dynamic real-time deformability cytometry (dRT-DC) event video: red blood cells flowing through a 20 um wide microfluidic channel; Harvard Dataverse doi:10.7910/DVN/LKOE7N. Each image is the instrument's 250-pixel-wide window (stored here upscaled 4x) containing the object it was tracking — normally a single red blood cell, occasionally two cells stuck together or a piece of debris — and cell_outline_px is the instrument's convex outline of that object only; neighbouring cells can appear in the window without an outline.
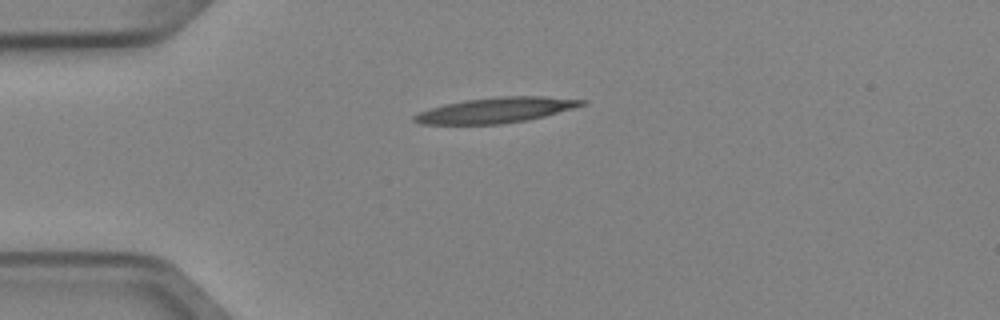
{"species": "Egyptian fruit bat (a non-hibernating species)", "species_latin": "Rousettus aegyptiacus", "temperature_condition": "cold", "stored_images_in_passage": 3, "camera_frame_rate_fps": 3000, "um_per_image_px": 0.085, "animal": {"sex": "female"}, "frame": {"image": 1, "passage_image": 1, "time_ms": 0.0, "image_size_px": [1000, 320], "cell_outline_px": [[588, 104], [544, 116], [528, 120], [500, 124], [420, 124], [412, 120], [412, 116], [420, 112], [444, 104], [464, 100], [500, 96], [540, 96], [588, 100]], "centroid_in_image_um": [42.17, 9.36], "position_along_channel_um": 42.8, "area_um2": 24.74}}
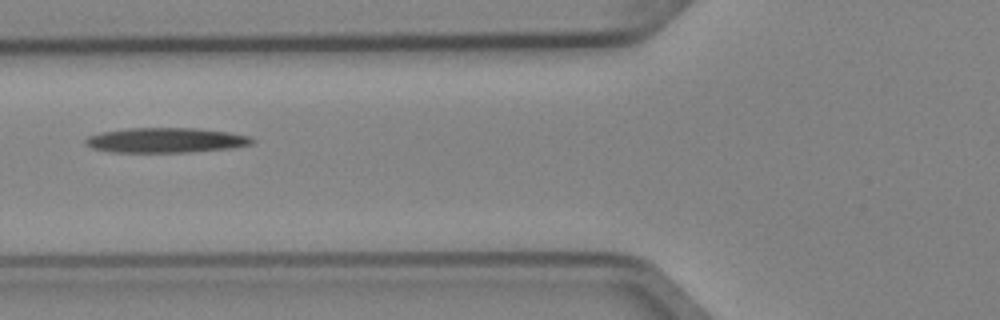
{"frame": {"image": 2, "passage_image": 3, "time_ms": 0.667, "image_size_px": [1000, 320], "cell_outline_px": [[256, 140], [252, 144], [232, 148], [188, 152], [112, 152], [92, 148], [84, 140], [88, 136], [104, 132], [128, 128], [196, 128], [228, 132], [252, 136]], "centroid_in_image_um": [14.16, 11.92], "position_along_channel_um": 111.6, "area_um2": 24.16}}